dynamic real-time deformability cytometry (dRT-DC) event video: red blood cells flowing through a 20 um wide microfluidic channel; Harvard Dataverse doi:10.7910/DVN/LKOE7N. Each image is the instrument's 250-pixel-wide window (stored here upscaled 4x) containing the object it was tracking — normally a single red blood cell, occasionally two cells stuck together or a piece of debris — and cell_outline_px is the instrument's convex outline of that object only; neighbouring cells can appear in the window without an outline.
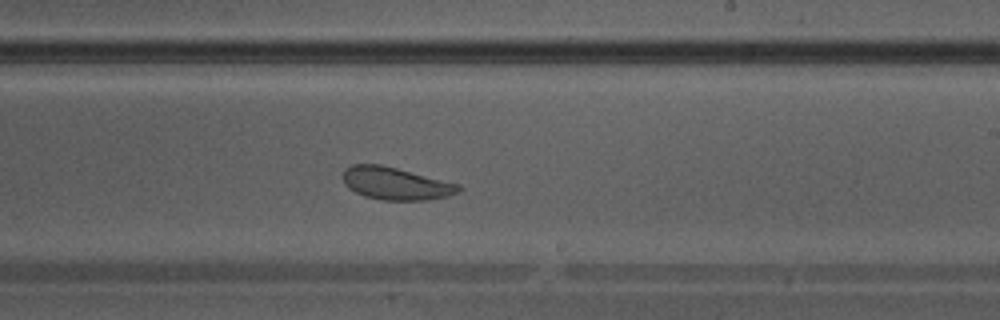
{"species": "Egyptian fruit bat (a non-hibernating species)", "species_latin": "Rousettus aegyptiacus", "temperature_condition": "warm", "stored_images_in_passage": 35, "camera_frame_rate_fps": 3000, "um_per_image_px": 0.085, "animal": {"sex": "male"}, "frame": {"image": 1, "passage_image": 20, "time_ms": 6.333, "image_size_px": [1000, 320], "cell_outline_px": [[464, 188], [460, 192], [448, 196], [428, 200], [380, 200], [364, 196], [348, 188], [344, 184], [344, 168], [352, 164], [380, 164], [460, 184]], "centroid_in_image_um": [33.66, 15.6], "position_along_channel_um": 255.3, "area_um2": 22.02}}